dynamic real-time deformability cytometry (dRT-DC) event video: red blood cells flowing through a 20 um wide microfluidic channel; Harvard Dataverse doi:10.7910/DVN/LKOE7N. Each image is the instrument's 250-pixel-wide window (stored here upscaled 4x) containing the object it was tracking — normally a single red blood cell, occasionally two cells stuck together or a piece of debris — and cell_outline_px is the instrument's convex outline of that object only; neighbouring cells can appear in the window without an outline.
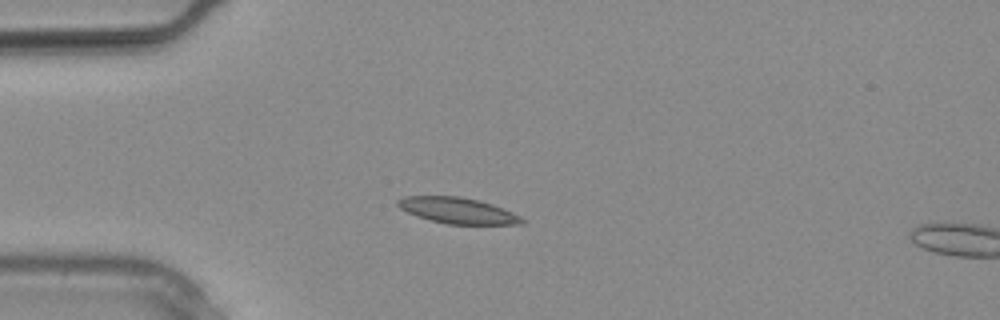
{"species": "common noctule bat (a hibernating species)", "species_latin": "Nyctalus noctula", "temperature_condition": "warm", "stored_images_in_passage": 8, "camera_frame_rate_fps": 3000, "um_per_image_px": 0.085, "animal": {"sex": "male", "body_mass_g": 20.4}, "frame": {"image": 1, "passage_image": 6, "time_ms": 1.667, "image_size_px": [1000, 320], "cell_outline_px": [[524, 224], [448, 224], [416, 216], [400, 208], [396, 204], [396, 200], [404, 196], [460, 196], [492, 204], [512, 212], [520, 216], [524, 220]], "centroid_in_image_um": [38.88, 17.89], "position_along_channel_um": 46.1, "area_um2": 18.61}}